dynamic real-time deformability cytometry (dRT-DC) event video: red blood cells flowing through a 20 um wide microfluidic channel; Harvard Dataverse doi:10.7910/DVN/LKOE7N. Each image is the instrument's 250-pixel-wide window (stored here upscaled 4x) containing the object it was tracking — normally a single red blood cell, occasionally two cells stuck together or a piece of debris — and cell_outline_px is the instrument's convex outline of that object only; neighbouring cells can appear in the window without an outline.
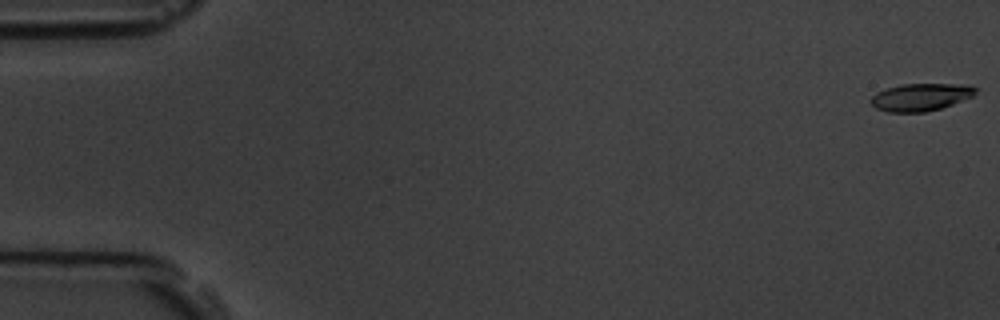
{"species": "common noctule bat (a hibernating species)", "species_latin": "Nyctalus noctula", "temperature_condition": "room temperature", "stored_images_in_passage": 9, "camera_frame_rate_fps": 3000, "um_per_image_px": 0.085, "animal": {"sex": "male", "body_mass_g": 19.5, "forearm_length_mm": 54.6}, "frame": {"image": 1, "passage_image": 1, "time_ms": 0.0, "image_size_px": [1000, 320], "cell_outline_px": [[980, 88], [972, 96], [952, 104], [940, 108], [924, 112], [888, 112], [876, 108], [868, 100], [876, 92], [900, 84], [968, 84]], "centroid_in_image_um": [78.26, 8.24], "position_along_channel_um": 6.7, "area_um2": 16.82}}
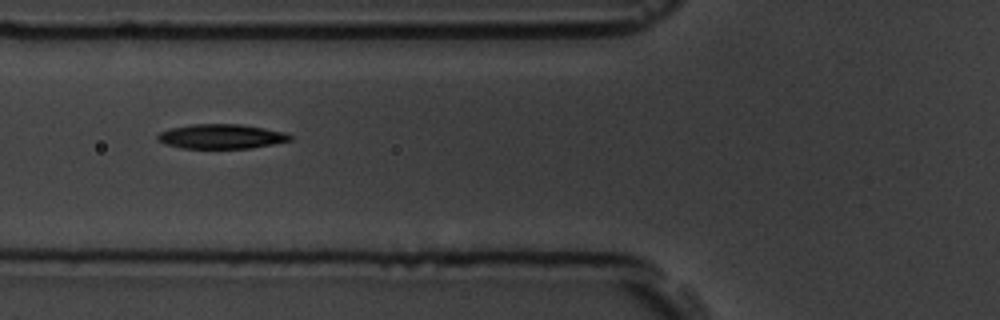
{"frame": {"image": 2, "passage_image": 7, "time_ms": 6.667, "image_size_px": [1000, 320], "cell_outline_px": [[292, 140], [252, 148], [180, 148], [164, 144], [156, 140], [156, 136], [160, 132], [172, 128], [192, 124], [240, 124], [264, 128], [284, 132], [292, 136]], "centroid_in_image_um": [18.78, 11.6], "position_along_channel_um": 107.0, "area_um2": 18.96}}
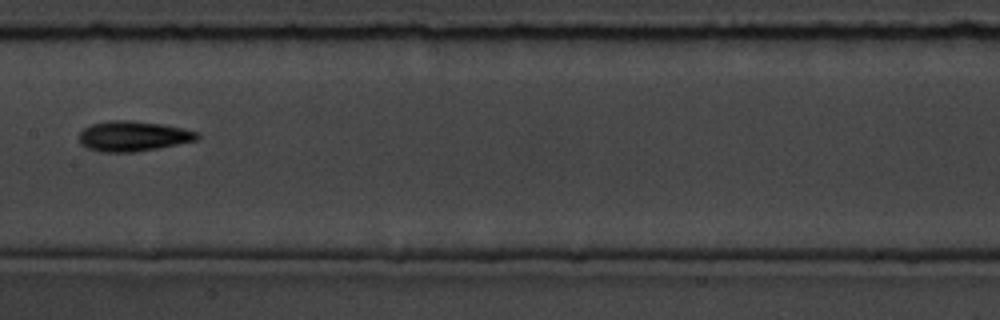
{"frame": {"image": 3, "passage_image": 9, "time_ms": 9.0, "image_size_px": [1000, 320], "cell_outline_px": [[200, 136], [196, 140], [136, 152], [100, 152], [88, 148], [80, 144], [80, 132], [84, 128], [92, 124], [108, 120], [128, 120], [164, 124], [184, 128], [196, 132]], "centroid_in_image_um": [11.29, 11.56], "position_along_channel_um": 196.1, "area_um2": 20.69}}